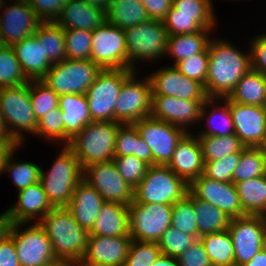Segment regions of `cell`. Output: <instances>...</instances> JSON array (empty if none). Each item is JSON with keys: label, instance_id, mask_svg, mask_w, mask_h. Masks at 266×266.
I'll return each instance as SVG.
<instances>
[{"label": "cell", "instance_id": "obj_40", "mask_svg": "<svg viewBox=\"0 0 266 266\" xmlns=\"http://www.w3.org/2000/svg\"><path fill=\"white\" fill-rule=\"evenodd\" d=\"M266 175V154L262 147H244L239 164L232 175V182L253 179Z\"/></svg>", "mask_w": 266, "mask_h": 266}, {"label": "cell", "instance_id": "obj_31", "mask_svg": "<svg viewBox=\"0 0 266 266\" xmlns=\"http://www.w3.org/2000/svg\"><path fill=\"white\" fill-rule=\"evenodd\" d=\"M212 31L214 29H203L196 33L168 36L165 56H171L174 59L172 66H175L188 56L204 52L208 48Z\"/></svg>", "mask_w": 266, "mask_h": 266}, {"label": "cell", "instance_id": "obj_61", "mask_svg": "<svg viewBox=\"0 0 266 266\" xmlns=\"http://www.w3.org/2000/svg\"><path fill=\"white\" fill-rule=\"evenodd\" d=\"M0 143L7 145H18L8 132L4 119L0 115Z\"/></svg>", "mask_w": 266, "mask_h": 266}, {"label": "cell", "instance_id": "obj_46", "mask_svg": "<svg viewBox=\"0 0 266 266\" xmlns=\"http://www.w3.org/2000/svg\"><path fill=\"white\" fill-rule=\"evenodd\" d=\"M41 137L48 142L57 141L54 143L69 145L71 138L64 131V120L60 108H55L47 112L40 120L36 129V137Z\"/></svg>", "mask_w": 266, "mask_h": 266}, {"label": "cell", "instance_id": "obj_58", "mask_svg": "<svg viewBox=\"0 0 266 266\" xmlns=\"http://www.w3.org/2000/svg\"><path fill=\"white\" fill-rule=\"evenodd\" d=\"M0 266H20L13 239L0 243Z\"/></svg>", "mask_w": 266, "mask_h": 266}, {"label": "cell", "instance_id": "obj_57", "mask_svg": "<svg viewBox=\"0 0 266 266\" xmlns=\"http://www.w3.org/2000/svg\"><path fill=\"white\" fill-rule=\"evenodd\" d=\"M149 19L163 22L170 11L173 0H142Z\"/></svg>", "mask_w": 266, "mask_h": 266}, {"label": "cell", "instance_id": "obj_45", "mask_svg": "<svg viewBox=\"0 0 266 266\" xmlns=\"http://www.w3.org/2000/svg\"><path fill=\"white\" fill-rule=\"evenodd\" d=\"M29 96L37 120H40L47 112L59 107V95L41 80L29 81Z\"/></svg>", "mask_w": 266, "mask_h": 266}, {"label": "cell", "instance_id": "obj_35", "mask_svg": "<svg viewBox=\"0 0 266 266\" xmlns=\"http://www.w3.org/2000/svg\"><path fill=\"white\" fill-rule=\"evenodd\" d=\"M235 185L243 213L266 217V175L240 181Z\"/></svg>", "mask_w": 266, "mask_h": 266}, {"label": "cell", "instance_id": "obj_69", "mask_svg": "<svg viewBox=\"0 0 266 266\" xmlns=\"http://www.w3.org/2000/svg\"><path fill=\"white\" fill-rule=\"evenodd\" d=\"M262 148L264 150V153L266 154V140H265V143L263 144Z\"/></svg>", "mask_w": 266, "mask_h": 266}, {"label": "cell", "instance_id": "obj_64", "mask_svg": "<svg viewBox=\"0 0 266 266\" xmlns=\"http://www.w3.org/2000/svg\"><path fill=\"white\" fill-rule=\"evenodd\" d=\"M85 3L108 10L111 0H83Z\"/></svg>", "mask_w": 266, "mask_h": 266}, {"label": "cell", "instance_id": "obj_66", "mask_svg": "<svg viewBox=\"0 0 266 266\" xmlns=\"http://www.w3.org/2000/svg\"><path fill=\"white\" fill-rule=\"evenodd\" d=\"M70 266H86V265L82 264L81 262H74L70 263Z\"/></svg>", "mask_w": 266, "mask_h": 266}, {"label": "cell", "instance_id": "obj_11", "mask_svg": "<svg viewBox=\"0 0 266 266\" xmlns=\"http://www.w3.org/2000/svg\"><path fill=\"white\" fill-rule=\"evenodd\" d=\"M136 75V70H134L124 80L115 104V121L120 124H134L151 114L150 80L146 75L141 81Z\"/></svg>", "mask_w": 266, "mask_h": 266}, {"label": "cell", "instance_id": "obj_49", "mask_svg": "<svg viewBox=\"0 0 266 266\" xmlns=\"http://www.w3.org/2000/svg\"><path fill=\"white\" fill-rule=\"evenodd\" d=\"M161 254L157 242L132 240L124 266H152Z\"/></svg>", "mask_w": 266, "mask_h": 266}, {"label": "cell", "instance_id": "obj_22", "mask_svg": "<svg viewBox=\"0 0 266 266\" xmlns=\"http://www.w3.org/2000/svg\"><path fill=\"white\" fill-rule=\"evenodd\" d=\"M132 238L89 234L81 263L86 266H124Z\"/></svg>", "mask_w": 266, "mask_h": 266}, {"label": "cell", "instance_id": "obj_67", "mask_svg": "<svg viewBox=\"0 0 266 266\" xmlns=\"http://www.w3.org/2000/svg\"><path fill=\"white\" fill-rule=\"evenodd\" d=\"M1 46H4V43H3V38H2L1 28H0V47Z\"/></svg>", "mask_w": 266, "mask_h": 266}, {"label": "cell", "instance_id": "obj_62", "mask_svg": "<svg viewBox=\"0 0 266 266\" xmlns=\"http://www.w3.org/2000/svg\"><path fill=\"white\" fill-rule=\"evenodd\" d=\"M242 266H266V246L260 249L250 261Z\"/></svg>", "mask_w": 266, "mask_h": 266}, {"label": "cell", "instance_id": "obj_65", "mask_svg": "<svg viewBox=\"0 0 266 266\" xmlns=\"http://www.w3.org/2000/svg\"><path fill=\"white\" fill-rule=\"evenodd\" d=\"M43 266H70V263L69 262H66V261H63V260H60V259H56L46 265H43Z\"/></svg>", "mask_w": 266, "mask_h": 266}, {"label": "cell", "instance_id": "obj_25", "mask_svg": "<svg viewBox=\"0 0 266 266\" xmlns=\"http://www.w3.org/2000/svg\"><path fill=\"white\" fill-rule=\"evenodd\" d=\"M106 21V10L89 5L83 0H70L64 4L55 22L63 29H82L92 32Z\"/></svg>", "mask_w": 266, "mask_h": 266}, {"label": "cell", "instance_id": "obj_59", "mask_svg": "<svg viewBox=\"0 0 266 266\" xmlns=\"http://www.w3.org/2000/svg\"><path fill=\"white\" fill-rule=\"evenodd\" d=\"M13 224L14 222L9 217L7 210L0 214V243L10 237Z\"/></svg>", "mask_w": 266, "mask_h": 266}, {"label": "cell", "instance_id": "obj_24", "mask_svg": "<svg viewBox=\"0 0 266 266\" xmlns=\"http://www.w3.org/2000/svg\"><path fill=\"white\" fill-rule=\"evenodd\" d=\"M17 193V202L7 209L14 223H38L54 208L40 181Z\"/></svg>", "mask_w": 266, "mask_h": 266}, {"label": "cell", "instance_id": "obj_41", "mask_svg": "<svg viewBox=\"0 0 266 266\" xmlns=\"http://www.w3.org/2000/svg\"><path fill=\"white\" fill-rule=\"evenodd\" d=\"M204 161H215L235 152H242L245 147L235 135L198 137Z\"/></svg>", "mask_w": 266, "mask_h": 266}, {"label": "cell", "instance_id": "obj_43", "mask_svg": "<svg viewBox=\"0 0 266 266\" xmlns=\"http://www.w3.org/2000/svg\"><path fill=\"white\" fill-rule=\"evenodd\" d=\"M29 83L12 46L0 47V88Z\"/></svg>", "mask_w": 266, "mask_h": 266}, {"label": "cell", "instance_id": "obj_2", "mask_svg": "<svg viewBox=\"0 0 266 266\" xmlns=\"http://www.w3.org/2000/svg\"><path fill=\"white\" fill-rule=\"evenodd\" d=\"M38 223L50 239L56 259L81 261L89 232L79 226L66 207L53 208Z\"/></svg>", "mask_w": 266, "mask_h": 266}, {"label": "cell", "instance_id": "obj_21", "mask_svg": "<svg viewBox=\"0 0 266 266\" xmlns=\"http://www.w3.org/2000/svg\"><path fill=\"white\" fill-rule=\"evenodd\" d=\"M205 101L152 95L150 116L191 132L190 126L200 123V113Z\"/></svg>", "mask_w": 266, "mask_h": 266}, {"label": "cell", "instance_id": "obj_16", "mask_svg": "<svg viewBox=\"0 0 266 266\" xmlns=\"http://www.w3.org/2000/svg\"><path fill=\"white\" fill-rule=\"evenodd\" d=\"M91 60L102 69H127L124 30L107 21L93 30Z\"/></svg>", "mask_w": 266, "mask_h": 266}, {"label": "cell", "instance_id": "obj_50", "mask_svg": "<svg viewBox=\"0 0 266 266\" xmlns=\"http://www.w3.org/2000/svg\"><path fill=\"white\" fill-rule=\"evenodd\" d=\"M240 158L241 152H235L215 161H204L203 175L216 181L232 182Z\"/></svg>", "mask_w": 266, "mask_h": 266}, {"label": "cell", "instance_id": "obj_23", "mask_svg": "<svg viewBox=\"0 0 266 266\" xmlns=\"http://www.w3.org/2000/svg\"><path fill=\"white\" fill-rule=\"evenodd\" d=\"M167 166L188 184L203 174L204 160L195 132H187L181 138Z\"/></svg>", "mask_w": 266, "mask_h": 266}, {"label": "cell", "instance_id": "obj_10", "mask_svg": "<svg viewBox=\"0 0 266 266\" xmlns=\"http://www.w3.org/2000/svg\"><path fill=\"white\" fill-rule=\"evenodd\" d=\"M129 209V236L132 240L158 242L171 226L172 205L133 202Z\"/></svg>", "mask_w": 266, "mask_h": 266}, {"label": "cell", "instance_id": "obj_6", "mask_svg": "<svg viewBox=\"0 0 266 266\" xmlns=\"http://www.w3.org/2000/svg\"><path fill=\"white\" fill-rule=\"evenodd\" d=\"M127 52V69L144 61L165 58L168 32L164 22L148 20L124 30ZM135 61V62H134ZM137 62V63H136Z\"/></svg>", "mask_w": 266, "mask_h": 266}, {"label": "cell", "instance_id": "obj_29", "mask_svg": "<svg viewBox=\"0 0 266 266\" xmlns=\"http://www.w3.org/2000/svg\"><path fill=\"white\" fill-rule=\"evenodd\" d=\"M89 234L112 237L129 236L128 206L105 201Z\"/></svg>", "mask_w": 266, "mask_h": 266}, {"label": "cell", "instance_id": "obj_26", "mask_svg": "<svg viewBox=\"0 0 266 266\" xmlns=\"http://www.w3.org/2000/svg\"><path fill=\"white\" fill-rule=\"evenodd\" d=\"M104 202L102 196L82 179L76 185L66 208L79 226L89 232Z\"/></svg>", "mask_w": 266, "mask_h": 266}, {"label": "cell", "instance_id": "obj_32", "mask_svg": "<svg viewBox=\"0 0 266 266\" xmlns=\"http://www.w3.org/2000/svg\"><path fill=\"white\" fill-rule=\"evenodd\" d=\"M230 101L252 106L266 104V76L249 70L236 84L227 97Z\"/></svg>", "mask_w": 266, "mask_h": 266}, {"label": "cell", "instance_id": "obj_37", "mask_svg": "<svg viewBox=\"0 0 266 266\" xmlns=\"http://www.w3.org/2000/svg\"><path fill=\"white\" fill-rule=\"evenodd\" d=\"M193 208L197 219L198 239L228 229L231 218L219 208L197 199L194 195Z\"/></svg>", "mask_w": 266, "mask_h": 266}, {"label": "cell", "instance_id": "obj_28", "mask_svg": "<svg viewBox=\"0 0 266 266\" xmlns=\"http://www.w3.org/2000/svg\"><path fill=\"white\" fill-rule=\"evenodd\" d=\"M203 120H206L205 128L202 131L197 132V137H225L235 134L230 107L223 98H208L203 103L200 113V122H203Z\"/></svg>", "mask_w": 266, "mask_h": 266}, {"label": "cell", "instance_id": "obj_36", "mask_svg": "<svg viewBox=\"0 0 266 266\" xmlns=\"http://www.w3.org/2000/svg\"><path fill=\"white\" fill-rule=\"evenodd\" d=\"M213 0H173L167 16L193 17L202 29H216Z\"/></svg>", "mask_w": 266, "mask_h": 266}, {"label": "cell", "instance_id": "obj_51", "mask_svg": "<svg viewBox=\"0 0 266 266\" xmlns=\"http://www.w3.org/2000/svg\"><path fill=\"white\" fill-rule=\"evenodd\" d=\"M113 161L123 179L133 188L144 178L149 165L135 155L114 157Z\"/></svg>", "mask_w": 266, "mask_h": 266}, {"label": "cell", "instance_id": "obj_56", "mask_svg": "<svg viewBox=\"0 0 266 266\" xmlns=\"http://www.w3.org/2000/svg\"><path fill=\"white\" fill-rule=\"evenodd\" d=\"M37 16L43 21H56L64 3L60 0H28Z\"/></svg>", "mask_w": 266, "mask_h": 266}, {"label": "cell", "instance_id": "obj_30", "mask_svg": "<svg viewBox=\"0 0 266 266\" xmlns=\"http://www.w3.org/2000/svg\"><path fill=\"white\" fill-rule=\"evenodd\" d=\"M59 108L64 120V131L71 139L92 122L85 94L59 96Z\"/></svg>", "mask_w": 266, "mask_h": 266}, {"label": "cell", "instance_id": "obj_20", "mask_svg": "<svg viewBox=\"0 0 266 266\" xmlns=\"http://www.w3.org/2000/svg\"><path fill=\"white\" fill-rule=\"evenodd\" d=\"M230 107L235 135L245 147H262L266 140V109L223 98Z\"/></svg>", "mask_w": 266, "mask_h": 266}, {"label": "cell", "instance_id": "obj_47", "mask_svg": "<svg viewBox=\"0 0 266 266\" xmlns=\"http://www.w3.org/2000/svg\"><path fill=\"white\" fill-rule=\"evenodd\" d=\"M66 59L91 60L92 32L64 29Z\"/></svg>", "mask_w": 266, "mask_h": 266}, {"label": "cell", "instance_id": "obj_42", "mask_svg": "<svg viewBox=\"0 0 266 266\" xmlns=\"http://www.w3.org/2000/svg\"><path fill=\"white\" fill-rule=\"evenodd\" d=\"M19 150L14 148L5 162L4 172L11 176L13 185L18 191L29 187L30 185L40 181L41 166L30 161H16L14 160L15 152Z\"/></svg>", "mask_w": 266, "mask_h": 266}, {"label": "cell", "instance_id": "obj_9", "mask_svg": "<svg viewBox=\"0 0 266 266\" xmlns=\"http://www.w3.org/2000/svg\"><path fill=\"white\" fill-rule=\"evenodd\" d=\"M132 69H103L85 93L93 122L115 121V104Z\"/></svg>", "mask_w": 266, "mask_h": 266}, {"label": "cell", "instance_id": "obj_12", "mask_svg": "<svg viewBox=\"0 0 266 266\" xmlns=\"http://www.w3.org/2000/svg\"><path fill=\"white\" fill-rule=\"evenodd\" d=\"M227 230L234 246L235 266L247 263L266 246L265 216L245 215L232 218Z\"/></svg>", "mask_w": 266, "mask_h": 266}, {"label": "cell", "instance_id": "obj_3", "mask_svg": "<svg viewBox=\"0 0 266 266\" xmlns=\"http://www.w3.org/2000/svg\"><path fill=\"white\" fill-rule=\"evenodd\" d=\"M61 149L49 172L41 167L40 175V183L54 208L66 207L76 185L83 179V168L73 150L68 145Z\"/></svg>", "mask_w": 266, "mask_h": 266}, {"label": "cell", "instance_id": "obj_48", "mask_svg": "<svg viewBox=\"0 0 266 266\" xmlns=\"http://www.w3.org/2000/svg\"><path fill=\"white\" fill-rule=\"evenodd\" d=\"M197 240L195 236L183 233L171 225L157 243L162 254L177 258Z\"/></svg>", "mask_w": 266, "mask_h": 266}, {"label": "cell", "instance_id": "obj_5", "mask_svg": "<svg viewBox=\"0 0 266 266\" xmlns=\"http://www.w3.org/2000/svg\"><path fill=\"white\" fill-rule=\"evenodd\" d=\"M0 115L18 145L24 144V133L36 137L38 120L30 102L29 83L0 88Z\"/></svg>", "mask_w": 266, "mask_h": 266}, {"label": "cell", "instance_id": "obj_27", "mask_svg": "<svg viewBox=\"0 0 266 266\" xmlns=\"http://www.w3.org/2000/svg\"><path fill=\"white\" fill-rule=\"evenodd\" d=\"M12 48L29 81L41 80L53 65L35 34L16 43Z\"/></svg>", "mask_w": 266, "mask_h": 266}, {"label": "cell", "instance_id": "obj_15", "mask_svg": "<svg viewBox=\"0 0 266 266\" xmlns=\"http://www.w3.org/2000/svg\"><path fill=\"white\" fill-rule=\"evenodd\" d=\"M140 137L152 151L154 165L167 166L177 143L187 133L183 128L151 116L134 123Z\"/></svg>", "mask_w": 266, "mask_h": 266}, {"label": "cell", "instance_id": "obj_60", "mask_svg": "<svg viewBox=\"0 0 266 266\" xmlns=\"http://www.w3.org/2000/svg\"><path fill=\"white\" fill-rule=\"evenodd\" d=\"M16 147H23L22 145H7L0 143V175H2L5 169V162L10 152ZM2 173V174H1Z\"/></svg>", "mask_w": 266, "mask_h": 266}, {"label": "cell", "instance_id": "obj_68", "mask_svg": "<svg viewBox=\"0 0 266 266\" xmlns=\"http://www.w3.org/2000/svg\"><path fill=\"white\" fill-rule=\"evenodd\" d=\"M4 2H5V0H0V11L2 10V7H3Z\"/></svg>", "mask_w": 266, "mask_h": 266}, {"label": "cell", "instance_id": "obj_38", "mask_svg": "<svg viewBox=\"0 0 266 266\" xmlns=\"http://www.w3.org/2000/svg\"><path fill=\"white\" fill-rule=\"evenodd\" d=\"M199 240L212 266H235L234 246L228 230L201 236Z\"/></svg>", "mask_w": 266, "mask_h": 266}, {"label": "cell", "instance_id": "obj_18", "mask_svg": "<svg viewBox=\"0 0 266 266\" xmlns=\"http://www.w3.org/2000/svg\"><path fill=\"white\" fill-rule=\"evenodd\" d=\"M161 68V69H160ZM148 75L152 95H165L187 100H207L204 86L184 76L174 65L160 67Z\"/></svg>", "mask_w": 266, "mask_h": 266}, {"label": "cell", "instance_id": "obj_4", "mask_svg": "<svg viewBox=\"0 0 266 266\" xmlns=\"http://www.w3.org/2000/svg\"><path fill=\"white\" fill-rule=\"evenodd\" d=\"M119 122H90L68 145L82 168L113 160Z\"/></svg>", "mask_w": 266, "mask_h": 266}, {"label": "cell", "instance_id": "obj_14", "mask_svg": "<svg viewBox=\"0 0 266 266\" xmlns=\"http://www.w3.org/2000/svg\"><path fill=\"white\" fill-rule=\"evenodd\" d=\"M83 180L92 186L104 201L127 206L133 202L134 189L120 175L113 160L83 168Z\"/></svg>", "mask_w": 266, "mask_h": 266}, {"label": "cell", "instance_id": "obj_55", "mask_svg": "<svg viewBox=\"0 0 266 266\" xmlns=\"http://www.w3.org/2000/svg\"><path fill=\"white\" fill-rule=\"evenodd\" d=\"M163 22L169 36L177 34L196 33L203 30L193 20V17L166 16Z\"/></svg>", "mask_w": 266, "mask_h": 266}, {"label": "cell", "instance_id": "obj_8", "mask_svg": "<svg viewBox=\"0 0 266 266\" xmlns=\"http://www.w3.org/2000/svg\"><path fill=\"white\" fill-rule=\"evenodd\" d=\"M102 70L90 59H65L53 64L41 81L59 96L85 94Z\"/></svg>", "mask_w": 266, "mask_h": 266}, {"label": "cell", "instance_id": "obj_54", "mask_svg": "<svg viewBox=\"0 0 266 266\" xmlns=\"http://www.w3.org/2000/svg\"><path fill=\"white\" fill-rule=\"evenodd\" d=\"M179 266H212L204 245L198 239L177 257Z\"/></svg>", "mask_w": 266, "mask_h": 266}, {"label": "cell", "instance_id": "obj_19", "mask_svg": "<svg viewBox=\"0 0 266 266\" xmlns=\"http://www.w3.org/2000/svg\"><path fill=\"white\" fill-rule=\"evenodd\" d=\"M189 191L197 199L219 208L231 219L245 216L233 182L216 181L202 174L189 184Z\"/></svg>", "mask_w": 266, "mask_h": 266}, {"label": "cell", "instance_id": "obj_63", "mask_svg": "<svg viewBox=\"0 0 266 266\" xmlns=\"http://www.w3.org/2000/svg\"><path fill=\"white\" fill-rule=\"evenodd\" d=\"M152 266H179L177 258L161 254Z\"/></svg>", "mask_w": 266, "mask_h": 266}, {"label": "cell", "instance_id": "obj_34", "mask_svg": "<svg viewBox=\"0 0 266 266\" xmlns=\"http://www.w3.org/2000/svg\"><path fill=\"white\" fill-rule=\"evenodd\" d=\"M106 15L108 23L122 30L150 20L145 7L138 0H111Z\"/></svg>", "mask_w": 266, "mask_h": 266}, {"label": "cell", "instance_id": "obj_44", "mask_svg": "<svg viewBox=\"0 0 266 266\" xmlns=\"http://www.w3.org/2000/svg\"><path fill=\"white\" fill-rule=\"evenodd\" d=\"M171 225L198 239L197 219L193 208V194L189 191L172 205Z\"/></svg>", "mask_w": 266, "mask_h": 266}, {"label": "cell", "instance_id": "obj_52", "mask_svg": "<svg viewBox=\"0 0 266 266\" xmlns=\"http://www.w3.org/2000/svg\"><path fill=\"white\" fill-rule=\"evenodd\" d=\"M209 53L208 48L202 52L179 61L175 67L190 79L200 82L204 87L207 78Z\"/></svg>", "mask_w": 266, "mask_h": 266}, {"label": "cell", "instance_id": "obj_13", "mask_svg": "<svg viewBox=\"0 0 266 266\" xmlns=\"http://www.w3.org/2000/svg\"><path fill=\"white\" fill-rule=\"evenodd\" d=\"M25 225L28 223H14L10 233L20 266H43L56 260L50 239L39 223L24 229Z\"/></svg>", "mask_w": 266, "mask_h": 266}, {"label": "cell", "instance_id": "obj_33", "mask_svg": "<svg viewBox=\"0 0 266 266\" xmlns=\"http://www.w3.org/2000/svg\"><path fill=\"white\" fill-rule=\"evenodd\" d=\"M135 155L149 166L154 165L152 151L140 137L134 124H120L115 140L114 157Z\"/></svg>", "mask_w": 266, "mask_h": 266}, {"label": "cell", "instance_id": "obj_53", "mask_svg": "<svg viewBox=\"0 0 266 266\" xmlns=\"http://www.w3.org/2000/svg\"><path fill=\"white\" fill-rule=\"evenodd\" d=\"M248 46L251 70L266 76V33L253 36Z\"/></svg>", "mask_w": 266, "mask_h": 266}, {"label": "cell", "instance_id": "obj_1", "mask_svg": "<svg viewBox=\"0 0 266 266\" xmlns=\"http://www.w3.org/2000/svg\"><path fill=\"white\" fill-rule=\"evenodd\" d=\"M208 69L205 92L208 98H224L249 71L250 52L239 50L228 39H213L208 43Z\"/></svg>", "mask_w": 266, "mask_h": 266}, {"label": "cell", "instance_id": "obj_70", "mask_svg": "<svg viewBox=\"0 0 266 266\" xmlns=\"http://www.w3.org/2000/svg\"><path fill=\"white\" fill-rule=\"evenodd\" d=\"M60 1H62L65 4V3H67L70 0H60Z\"/></svg>", "mask_w": 266, "mask_h": 266}, {"label": "cell", "instance_id": "obj_7", "mask_svg": "<svg viewBox=\"0 0 266 266\" xmlns=\"http://www.w3.org/2000/svg\"><path fill=\"white\" fill-rule=\"evenodd\" d=\"M189 192V184L168 166H149L144 178L134 189L137 203L173 205Z\"/></svg>", "mask_w": 266, "mask_h": 266}, {"label": "cell", "instance_id": "obj_39", "mask_svg": "<svg viewBox=\"0 0 266 266\" xmlns=\"http://www.w3.org/2000/svg\"><path fill=\"white\" fill-rule=\"evenodd\" d=\"M34 34L52 64L66 59L64 29L55 21L42 22Z\"/></svg>", "mask_w": 266, "mask_h": 266}, {"label": "cell", "instance_id": "obj_17", "mask_svg": "<svg viewBox=\"0 0 266 266\" xmlns=\"http://www.w3.org/2000/svg\"><path fill=\"white\" fill-rule=\"evenodd\" d=\"M5 0L0 14V28L5 46H13L33 35L43 22L28 1Z\"/></svg>", "mask_w": 266, "mask_h": 266}]
</instances>
